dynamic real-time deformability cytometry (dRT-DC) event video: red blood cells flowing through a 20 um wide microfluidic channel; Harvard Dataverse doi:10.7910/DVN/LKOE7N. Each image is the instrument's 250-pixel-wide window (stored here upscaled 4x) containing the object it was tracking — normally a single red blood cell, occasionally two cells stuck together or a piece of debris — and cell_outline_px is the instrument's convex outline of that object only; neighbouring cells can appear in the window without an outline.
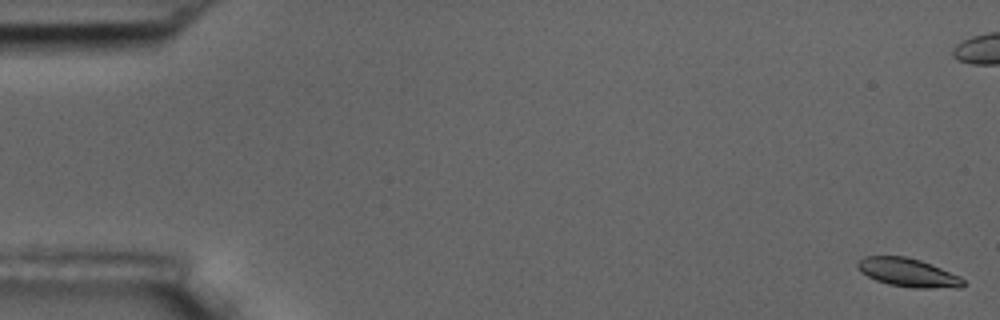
{"species": "common noctule bat (a hibernating species)", "species_latin": "Nyctalus noctula", "temperature_condition": "room temperature", "stored_images_in_passage": 5, "camera_frame_rate_fps": 3000, "um_per_image_px": 0.085, "animal": {"sex": "male", "body_mass_g": 17.5, "forearm_length_mm": 52.3}, "frame": {"image": 1, "passage_image": 1, "time_ms": 0.0, "image_size_px": [1000, 320], "cell_outline_px": [[964, 284], [960, 288], [912, 288], [888, 284], [876, 280], [860, 272], [856, 264], [864, 256], [904, 256], [920, 260], [960, 276], [964, 280]], "centroid_in_image_um": [77.18, 23.18], "position_along_channel_um": 7.8, "area_um2": 17.51}}